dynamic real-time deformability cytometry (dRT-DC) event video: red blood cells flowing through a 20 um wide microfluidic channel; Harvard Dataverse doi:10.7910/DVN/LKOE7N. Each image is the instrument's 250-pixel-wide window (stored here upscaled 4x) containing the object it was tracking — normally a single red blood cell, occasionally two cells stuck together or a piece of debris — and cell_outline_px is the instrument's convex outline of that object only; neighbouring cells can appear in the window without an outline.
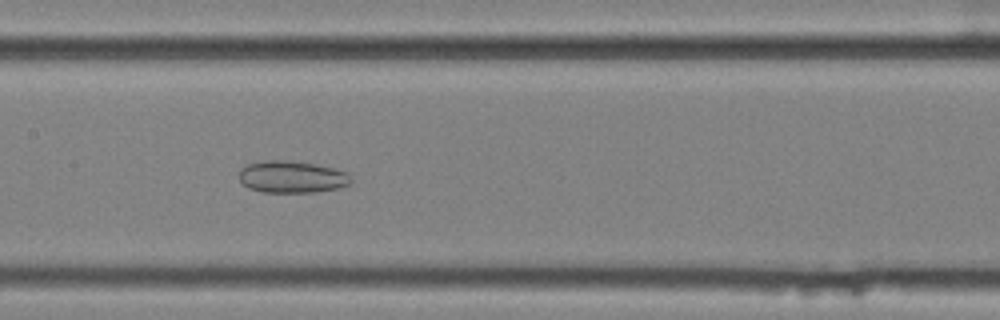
{"species": "common noctule bat (a hibernating species)", "species_latin": "Nyctalus noctula", "temperature_condition": "cold", "stored_images_in_passage": 35, "camera_frame_rate_fps": 3000, "um_per_image_px": 0.085, "animal": {"sex": "female", "body_mass_g": 25.1}, "frame": {"image": 1, "passage_image": 15, "time_ms": 4.667, "image_size_px": [1000, 320], "cell_outline_px": [[352, 180], [348, 184], [336, 188], [316, 192], [264, 192], [248, 188], [240, 180], [240, 168], [248, 164], [264, 160], [292, 160], [316, 164], [336, 168], [348, 172]], "centroid_in_image_um": [24.82, 15.02], "position_along_channel_um": 182.6, "area_um2": 20.98}, "authors_computed_cell_mechanics": {"area_um2": 23.4668, "velocity_mm_per_s": 3.6446, "shape_relaxation_time_tau1_ms": null, "shape_relaxation_time_tau2_ms": 2.7378, "deformation_change_tau1": null, "deformation_change_tau2": 0.0639}}